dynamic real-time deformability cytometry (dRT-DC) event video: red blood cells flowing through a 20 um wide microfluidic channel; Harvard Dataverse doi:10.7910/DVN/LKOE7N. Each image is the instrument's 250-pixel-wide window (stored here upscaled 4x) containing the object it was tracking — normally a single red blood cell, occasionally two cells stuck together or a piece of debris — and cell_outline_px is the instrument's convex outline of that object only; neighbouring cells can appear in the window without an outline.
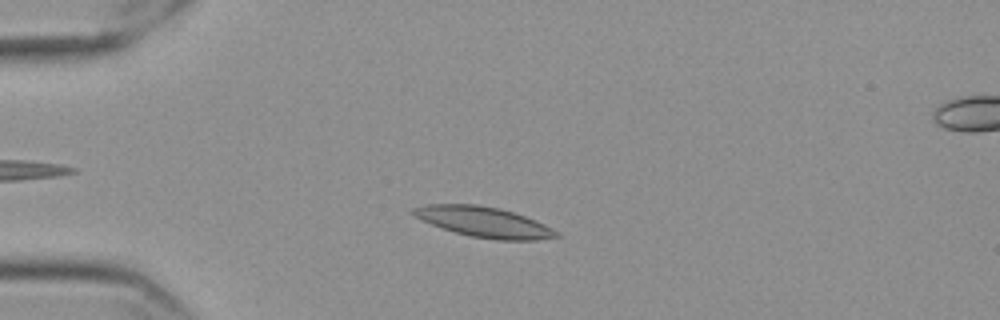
{"species": "Egyptian fruit bat (a non-hibernating species)", "species_latin": "Rousettus aegyptiacus", "temperature_condition": "cold", "stored_images_in_passage": 54, "camera_frame_rate_fps": 3000, "um_per_image_px": 0.085, "frame": {"image": 1, "passage_image": 11, "time_ms": 3.333, "image_size_px": [1000, 320], "cell_outline_px": [[560, 236], [536, 240], [496, 240], [472, 236], [456, 232], [432, 224], [416, 216], [412, 212], [412, 208], [428, 204], [476, 204], [500, 208], [536, 220], [552, 228]], "centroid_in_image_um": [41.16, 18.86], "position_along_channel_um": 43.8, "area_um2": 24.85}}
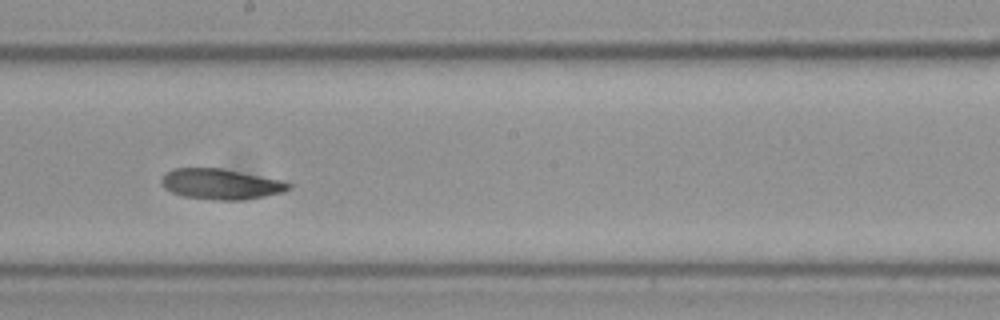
{"frame": {"image": 2, "passage_image": 29, "time_ms": 9.333, "image_size_px": [1000, 320], "cell_outline_px": [[292, 188], [284, 192], [244, 200], [212, 200], [184, 196], [172, 192], [164, 188], [160, 180], [164, 172], [172, 168], [220, 168], [280, 180], [292, 184]], "centroid_in_image_um": [18.74, 15.65], "position_along_channel_um": 229.5, "area_um2": 22.66}}
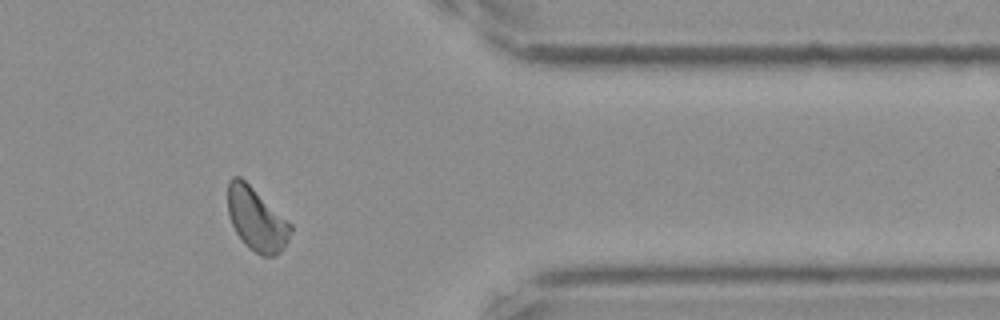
{"frame": {"image": 3, "passage_image": 44, "time_ms": 14.333, "image_size_px": [1000, 320], "cell_outline_px": [[292, 232], [284, 248], [276, 256], [260, 256], [248, 248], [244, 244], [236, 232], [232, 224], [228, 212], [228, 180], [232, 176], [240, 176], [292, 224]], "centroid_in_image_um": [21.81, 18.66], "position_along_channel_um": 389.6, "area_um2": 23.18}}